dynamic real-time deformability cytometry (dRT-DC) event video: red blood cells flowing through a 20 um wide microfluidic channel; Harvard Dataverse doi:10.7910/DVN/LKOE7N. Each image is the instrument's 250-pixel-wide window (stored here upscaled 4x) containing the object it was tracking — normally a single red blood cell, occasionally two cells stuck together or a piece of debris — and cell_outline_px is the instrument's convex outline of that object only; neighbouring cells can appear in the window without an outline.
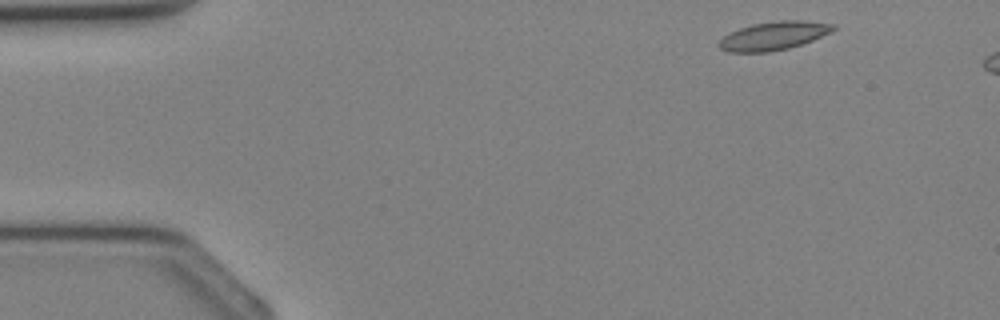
{"species": "Egyptian fruit bat (a non-hibernating species)", "species_latin": "Rousettus aegyptiacus", "temperature_condition": "cold", "stored_images_in_passage": 5, "camera_frame_rate_fps": 3000, "um_per_image_px": 0.085, "animal": {"sex": "female"}, "frame": {"image": 1, "passage_image": 1, "time_ms": 0.0, "image_size_px": [1000, 320], "cell_outline_px": [[836, 28], [812, 40], [788, 48], [768, 52], [728, 52], [720, 48], [716, 44], [724, 36], [740, 28], [752, 24], [776, 20], [804, 20], [836, 24]], "centroid_in_image_um": [65.74, 3.03], "position_along_channel_um": 19.3, "area_um2": 18.79}}